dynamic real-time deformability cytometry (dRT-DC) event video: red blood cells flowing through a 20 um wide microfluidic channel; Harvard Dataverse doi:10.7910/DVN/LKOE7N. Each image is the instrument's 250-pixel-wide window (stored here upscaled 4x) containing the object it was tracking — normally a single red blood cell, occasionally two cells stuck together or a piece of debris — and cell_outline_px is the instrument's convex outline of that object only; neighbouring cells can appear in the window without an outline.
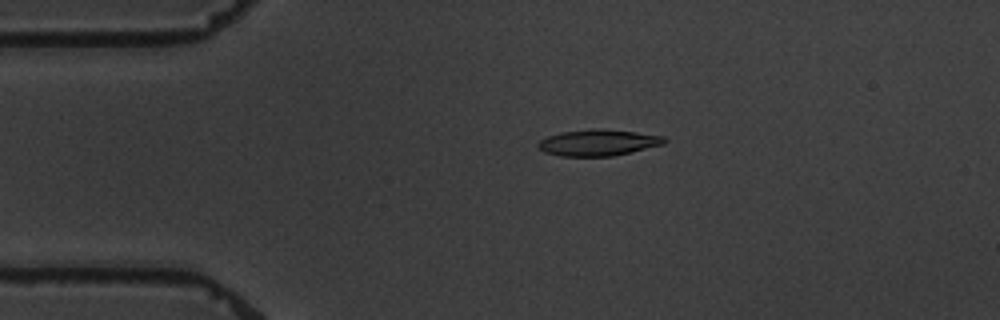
{"species": "common noctule bat (a hibernating species)", "species_latin": "Nyctalus noctula", "temperature_condition": "warm", "stored_images_in_passage": 2, "camera_frame_rate_fps": 3000, "um_per_image_px": 0.085, "animal": {"sex": "male", "body_mass_g": 19.5, "forearm_length_mm": 54.6}, "frame": {"image": 1, "passage_image": 1, "time_ms": 0.0, "image_size_px": [1000, 320], "cell_outline_px": [[668, 140], [664, 144], [612, 156], [560, 156], [544, 152], [536, 144], [540, 140], [548, 136], [560, 132], [596, 128], [600, 128], [636, 132], [664, 136]], "centroid_in_image_um": [50.84, 12.11], "position_along_channel_um": 34.2, "area_um2": 19.31}}